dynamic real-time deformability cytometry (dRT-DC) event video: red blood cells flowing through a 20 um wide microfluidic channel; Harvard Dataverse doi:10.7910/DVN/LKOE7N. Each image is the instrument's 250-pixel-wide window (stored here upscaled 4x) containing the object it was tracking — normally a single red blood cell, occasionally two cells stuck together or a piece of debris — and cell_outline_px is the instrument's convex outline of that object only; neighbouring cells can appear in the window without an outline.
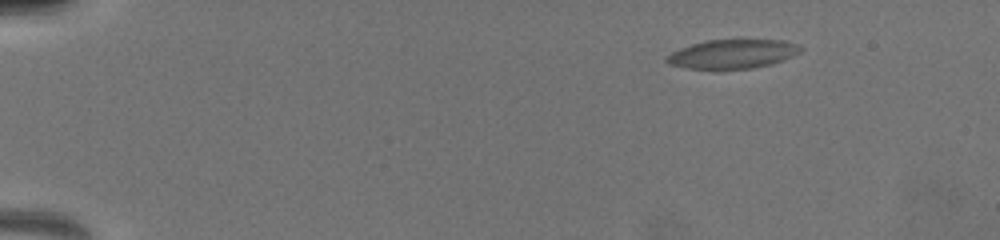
{"species": "common noctule bat (a hibernating species)", "species_latin": "Nyctalus noctula", "temperature_condition": "warm", "stored_images_in_passage": 53, "camera_frame_rate_fps": 3000, "um_per_image_px": 0.085, "animal": {"sex": "female", "body_mass_g": 19.5, "forearm_length_mm": 54.1}, "frame": {"image": 1, "passage_image": 1, "time_ms": 0.0, "image_size_px": [1000, 240], "cell_outline_px": [[800, 52], [780, 60], [768, 64], [748, 68], [692, 68], [672, 64], [668, 60], [668, 56], [684, 48], [708, 40], [772, 40], [788, 44], [800, 48]], "centroid_in_image_um": [62.26, 4.59], "position_along_channel_um": 22.7, "area_um2": 20.87}}
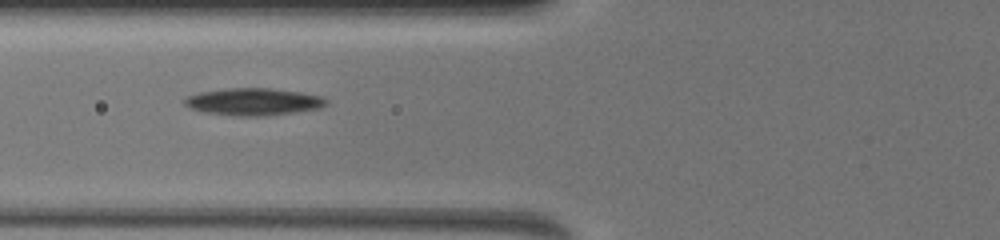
{"frame": {"image": 2, "passage_image": 27, "time_ms": 5.333, "image_size_px": [1000, 240], "cell_outline_px": [[328, 100], [324, 104], [316, 108], [288, 112], [252, 116], [244, 116], [208, 112], [196, 108], [188, 104], [184, 100], [188, 96], [204, 92], [232, 88], [268, 88], [300, 92], [320, 96]], "centroid_in_image_um": [21.58, 8.62], "position_along_channel_um": 104.2, "area_um2": 21.1}}
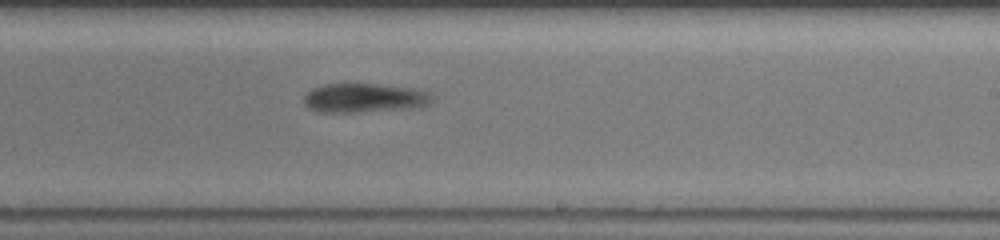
{"frame": {"image": 3, "passage_image": 52, "time_ms": 9.333, "image_size_px": [1000, 240], "cell_outline_px": [[424, 100], [420, 104], [352, 112], [320, 112], [308, 108], [304, 100], [316, 88], [328, 84], [372, 84], [400, 88], [424, 92]], "centroid_in_image_um": [30.64, 8.32], "position_along_channel_um": 258.4, "area_um2": 19.13}}